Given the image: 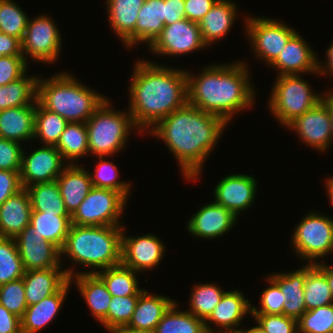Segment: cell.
Masks as SVG:
<instances>
[{
    "mask_svg": "<svg viewBox=\"0 0 333 333\" xmlns=\"http://www.w3.org/2000/svg\"><path fill=\"white\" fill-rule=\"evenodd\" d=\"M218 0H184L186 19L199 23Z\"/></svg>",
    "mask_w": 333,
    "mask_h": 333,
    "instance_id": "f5cc1de1",
    "label": "cell"
},
{
    "mask_svg": "<svg viewBox=\"0 0 333 333\" xmlns=\"http://www.w3.org/2000/svg\"><path fill=\"white\" fill-rule=\"evenodd\" d=\"M269 277L279 286L286 300L283 305V314L298 320L306 312L304 301L306 265L300 269L290 271V273H272Z\"/></svg>",
    "mask_w": 333,
    "mask_h": 333,
    "instance_id": "cb8c5ba5",
    "label": "cell"
},
{
    "mask_svg": "<svg viewBox=\"0 0 333 333\" xmlns=\"http://www.w3.org/2000/svg\"><path fill=\"white\" fill-rule=\"evenodd\" d=\"M0 56H23L21 40L0 32Z\"/></svg>",
    "mask_w": 333,
    "mask_h": 333,
    "instance_id": "11a10c76",
    "label": "cell"
},
{
    "mask_svg": "<svg viewBox=\"0 0 333 333\" xmlns=\"http://www.w3.org/2000/svg\"><path fill=\"white\" fill-rule=\"evenodd\" d=\"M185 17L184 0H165L164 25L172 24Z\"/></svg>",
    "mask_w": 333,
    "mask_h": 333,
    "instance_id": "9f6ffc18",
    "label": "cell"
},
{
    "mask_svg": "<svg viewBox=\"0 0 333 333\" xmlns=\"http://www.w3.org/2000/svg\"><path fill=\"white\" fill-rule=\"evenodd\" d=\"M14 239L25 271L51 269L62 263L60 250L35 233L30 224Z\"/></svg>",
    "mask_w": 333,
    "mask_h": 333,
    "instance_id": "2e32d148",
    "label": "cell"
},
{
    "mask_svg": "<svg viewBox=\"0 0 333 333\" xmlns=\"http://www.w3.org/2000/svg\"><path fill=\"white\" fill-rule=\"evenodd\" d=\"M245 30L251 50L269 66L277 59L287 42L297 33L290 26L267 17H248Z\"/></svg>",
    "mask_w": 333,
    "mask_h": 333,
    "instance_id": "30bf717a",
    "label": "cell"
},
{
    "mask_svg": "<svg viewBox=\"0 0 333 333\" xmlns=\"http://www.w3.org/2000/svg\"><path fill=\"white\" fill-rule=\"evenodd\" d=\"M127 199L118 191L92 187L71 216V224L79 226H122L120 219Z\"/></svg>",
    "mask_w": 333,
    "mask_h": 333,
    "instance_id": "9c48e42d",
    "label": "cell"
},
{
    "mask_svg": "<svg viewBox=\"0 0 333 333\" xmlns=\"http://www.w3.org/2000/svg\"><path fill=\"white\" fill-rule=\"evenodd\" d=\"M198 23L186 18L165 25L162 33L148 47L151 53L167 56H181L190 52L205 49Z\"/></svg>",
    "mask_w": 333,
    "mask_h": 333,
    "instance_id": "7c38bea8",
    "label": "cell"
},
{
    "mask_svg": "<svg viewBox=\"0 0 333 333\" xmlns=\"http://www.w3.org/2000/svg\"><path fill=\"white\" fill-rule=\"evenodd\" d=\"M111 333H155V331L147 329H137L131 326L124 325L115 328Z\"/></svg>",
    "mask_w": 333,
    "mask_h": 333,
    "instance_id": "94428289",
    "label": "cell"
},
{
    "mask_svg": "<svg viewBox=\"0 0 333 333\" xmlns=\"http://www.w3.org/2000/svg\"><path fill=\"white\" fill-rule=\"evenodd\" d=\"M292 235L291 245L296 256L307 260V264H317L327 253H333V218L327 215L309 212Z\"/></svg>",
    "mask_w": 333,
    "mask_h": 333,
    "instance_id": "ba28073f",
    "label": "cell"
},
{
    "mask_svg": "<svg viewBox=\"0 0 333 333\" xmlns=\"http://www.w3.org/2000/svg\"><path fill=\"white\" fill-rule=\"evenodd\" d=\"M55 147L61 153L63 160H68V164H74L79 158L88 155L89 146L86 123H68Z\"/></svg>",
    "mask_w": 333,
    "mask_h": 333,
    "instance_id": "e575fe53",
    "label": "cell"
},
{
    "mask_svg": "<svg viewBox=\"0 0 333 333\" xmlns=\"http://www.w3.org/2000/svg\"><path fill=\"white\" fill-rule=\"evenodd\" d=\"M164 20L165 0H145L135 25L134 46L145 43L149 47L162 33Z\"/></svg>",
    "mask_w": 333,
    "mask_h": 333,
    "instance_id": "4dcf8cb0",
    "label": "cell"
},
{
    "mask_svg": "<svg viewBox=\"0 0 333 333\" xmlns=\"http://www.w3.org/2000/svg\"><path fill=\"white\" fill-rule=\"evenodd\" d=\"M268 99L269 111L283 126L313 108L322 94H315L300 74L276 76Z\"/></svg>",
    "mask_w": 333,
    "mask_h": 333,
    "instance_id": "52a82bcc",
    "label": "cell"
},
{
    "mask_svg": "<svg viewBox=\"0 0 333 333\" xmlns=\"http://www.w3.org/2000/svg\"><path fill=\"white\" fill-rule=\"evenodd\" d=\"M174 302L175 299L173 301L164 295L149 294L147 290L143 289L127 326L155 331L164 313Z\"/></svg>",
    "mask_w": 333,
    "mask_h": 333,
    "instance_id": "f546056e",
    "label": "cell"
},
{
    "mask_svg": "<svg viewBox=\"0 0 333 333\" xmlns=\"http://www.w3.org/2000/svg\"><path fill=\"white\" fill-rule=\"evenodd\" d=\"M236 333H267V332L257 323L256 326L249 328L247 330L240 328Z\"/></svg>",
    "mask_w": 333,
    "mask_h": 333,
    "instance_id": "be15d7a7",
    "label": "cell"
},
{
    "mask_svg": "<svg viewBox=\"0 0 333 333\" xmlns=\"http://www.w3.org/2000/svg\"><path fill=\"white\" fill-rule=\"evenodd\" d=\"M297 327L298 333H333V303L306 311Z\"/></svg>",
    "mask_w": 333,
    "mask_h": 333,
    "instance_id": "ee69618b",
    "label": "cell"
},
{
    "mask_svg": "<svg viewBox=\"0 0 333 333\" xmlns=\"http://www.w3.org/2000/svg\"><path fill=\"white\" fill-rule=\"evenodd\" d=\"M36 102L0 111V137L19 143L34 139Z\"/></svg>",
    "mask_w": 333,
    "mask_h": 333,
    "instance_id": "4316f807",
    "label": "cell"
},
{
    "mask_svg": "<svg viewBox=\"0 0 333 333\" xmlns=\"http://www.w3.org/2000/svg\"><path fill=\"white\" fill-rule=\"evenodd\" d=\"M247 66L237 60L205 66L196 76L187 70L188 103L221 117L228 124L237 111L250 109L255 102Z\"/></svg>",
    "mask_w": 333,
    "mask_h": 333,
    "instance_id": "3957f363",
    "label": "cell"
},
{
    "mask_svg": "<svg viewBox=\"0 0 333 333\" xmlns=\"http://www.w3.org/2000/svg\"><path fill=\"white\" fill-rule=\"evenodd\" d=\"M321 101L326 105L330 118H331V127H332V143H333V89L330 91L324 92L321 96Z\"/></svg>",
    "mask_w": 333,
    "mask_h": 333,
    "instance_id": "680465c9",
    "label": "cell"
},
{
    "mask_svg": "<svg viewBox=\"0 0 333 333\" xmlns=\"http://www.w3.org/2000/svg\"><path fill=\"white\" fill-rule=\"evenodd\" d=\"M53 19L48 15H39L28 19L22 43V54L25 61L28 58L36 62H57L62 44L61 35Z\"/></svg>",
    "mask_w": 333,
    "mask_h": 333,
    "instance_id": "8fae6325",
    "label": "cell"
},
{
    "mask_svg": "<svg viewBox=\"0 0 333 333\" xmlns=\"http://www.w3.org/2000/svg\"><path fill=\"white\" fill-rule=\"evenodd\" d=\"M97 157L99 162L95 167V173L93 174L89 172L92 186L96 188L118 191L128 200V196L130 195L129 192H131L130 185L132 184L123 180H118V168L113 162L108 160L106 161V156Z\"/></svg>",
    "mask_w": 333,
    "mask_h": 333,
    "instance_id": "b9f144b4",
    "label": "cell"
},
{
    "mask_svg": "<svg viewBox=\"0 0 333 333\" xmlns=\"http://www.w3.org/2000/svg\"><path fill=\"white\" fill-rule=\"evenodd\" d=\"M193 287L189 299L190 309L187 311L205 321L219 304L225 291L213 283H200Z\"/></svg>",
    "mask_w": 333,
    "mask_h": 333,
    "instance_id": "ab89813d",
    "label": "cell"
},
{
    "mask_svg": "<svg viewBox=\"0 0 333 333\" xmlns=\"http://www.w3.org/2000/svg\"><path fill=\"white\" fill-rule=\"evenodd\" d=\"M133 69L128 111L138 131L145 133L188 103L187 75L149 60H138Z\"/></svg>",
    "mask_w": 333,
    "mask_h": 333,
    "instance_id": "7a4b0ae2",
    "label": "cell"
},
{
    "mask_svg": "<svg viewBox=\"0 0 333 333\" xmlns=\"http://www.w3.org/2000/svg\"><path fill=\"white\" fill-rule=\"evenodd\" d=\"M270 284L260 297V309L251 305V314H283V305L286 300L279 286L270 278L266 277Z\"/></svg>",
    "mask_w": 333,
    "mask_h": 333,
    "instance_id": "7dc6e473",
    "label": "cell"
},
{
    "mask_svg": "<svg viewBox=\"0 0 333 333\" xmlns=\"http://www.w3.org/2000/svg\"><path fill=\"white\" fill-rule=\"evenodd\" d=\"M138 274V272L124 266L122 263L96 273L104 282L109 293L118 297L140 295L143 290L138 285Z\"/></svg>",
    "mask_w": 333,
    "mask_h": 333,
    "instance_id": "836d02e7",
    "label": "cell"
},
{
    "mask_svg": "<svg viewBox=\"0 0 333 333\" xmlns=\"http://www.w3.org/2000/svg\"><path fill=\"white\" fill-rule=\"evenodd\" d=\"M242 293L240 290L224 293L219 304L204 321L207 333L217 332L209 325L211 322L221 328L219 333H236L238 331L236 327L240 326L244 316L251 315V303Z\"/></svg>",
    "mask_w": 333,
    "mask_h": 333,
    "instance_id": "ac0fdd59",
    "label": "cell"
},
{
    "mask_svg": "<svg viewBox=\"0 0 333 333\" xmlns=\"http://www.w3.org/2000/svg\"><path fill=\"white\" fill-rule=\"evenodd\" d=\"M328 50H326V64L323 65L321 64L318 58V65H317V72L318 75L321 76L323 74H326L327 72L329 73L330 76L333 75V41L330 44V46L327 48Z\"/></svg>",
    "mask_w": 333,
    "mask_h": 333,
    "instance_id": "6f0895ef",
    "label": "cell"
},
{
    "mask_svg": "<svg viewBox=\"0 0 333 333\" xmlns=\"http://www.w3.org/2000/svg\"><path fill=\"white\" fill-rule=\"evenodd\" d=\"M106 99L86 122L89 155L112 156L125 147L130 130L137 129L129 113L117 111Z\"/></svg>",
    "mask_w": 333,
    "mask_h": 333,
    "instance_id": "8992f818",
    "label": "cell"
},
{
    "mask_svg": "<svg viewBox=\"0 0 333 333\" xmlns=\"http://www.w3.org/2000/svg\"><path fill=\"white\" fill-rule=\"evenodd\" d=\"M267 333H298L297 320L284 314H251Z\"/></svg>",
    "mask_w": 333,
    "mask_h": 333,
    "instance_id": "c3c4849f",
    "label": "cell"
},
{
    "mask_svg": "<svg viewBox=\"0 0 333 333\" xmlns=\"http://www.w3.org/2000/svg\"><path fill=\"white\" fill-rule=\"evenodd\" d=\"M0 333H22L21 321L18 316L11 313L0 304Z\"/></svg>",
    "mask_w": 333,
    "mask_h": 333,
    "instance_id": "db71d44e",
    "label": "cell"
},
{
    "mask_svg": "<svg viewBox=\"0 0 333 333\" xmlns=\"http://www.w3.org/2000/svg\"><path fill=\"white\" fill-rule=\"evenodd\" d=\"M106 99L67 72L38 78L37 101L69 123H86Z\"/></svg>",
    "mask_w": 333,
    "mask_h": 333,
    "instance_id": "5b68a950",
    "label": "cell"
},
{
    "mask_svg": "<svg viewBox=\"0 0 333 333\" xmlns=\"http://www.w3.org/2000/svg\"><path fill=\"white\" fill-rule=\"evenodd\" d=\"M58 267L51 269L28 270L22 277L27 306L36 304L58 292L68 281L66 271Z\"/></svg>",
    "mask_w": 333,
    "mask_h": 333,
    "instance_id": "44dd1931",
    "label": "cell"
},
{
    "mask_svg": "<svg viewBox=\"0 0 333 333\" xmlns=\"http://www.w3.org/2000/svg\"><path fill=\"white\" fill-rule=\"evenodd\" d=\"M145 0H107L106 7L111 29L125 47L134 46V30L139 10Z\"/></svg>",
    "mask_w": 333,
    "mask_h": 333,
    "instance_id": "484cf974",
    "label": "cell"
},
{
    "mask_svg": "<svg viewBox=\"0 0 333 333\" xmlns=\"http://www.w3.org/2000/svg\"><path fill=\"white\" fill-rule=\"evenodd\" d=\"M140 295L112 296L106 315V329L111 333L115 328L127 325L133 315Z\"/></svg>",
    "mask_w": 333,
    "mask_h": 333,
    "instance_id": "f6af8a7d",
    "label": "cell"
},
{
    "mask_svg": "<svg viewBox=\"0 0 333 333\" xmlns=\"http://www.w3.org/2000/svg\"><path fill=\"white\" fill-rule=\"evenodd\" d=\"M36 77L26 73L18 80L0 86V111L7 108L32 105L37 101Z\"/></svg>",
    "mask_w": 333,
    "mask_h": 333,
    "instance_id": "d6a6232c",
    "label": "cell"
},
{
    "mask_svg": "<svg viewBox=\"0 0 333 333\" xmlns=\"http://www.w3.org/2000/svg\"><path fill=\"white\" fill-rule=\"evenodd\" d=\"M237 217L227 208L211 202L201 207L187 223L188 232L205 239H214L228 233Z\"/></svg>",
    "mask_w": 333,
    "mask_h": 333,
    "instance_id": "d6986e66",
    "label": "cell"
},
{
    "mask_svg": "<svg viewBox=\"0 0 333 333\" xmlns=\"http://www.w3.org/2000/svg\"><path fill=\"white\" fill-rule=\"evenodd\" d=\"M296 33L284 46L277 59L270 65L278 76L292 74H318V58L314 50Z\"/></svg>",
    "mask_w": 333,
    "mask_h": 333,
    "instance_id": "ffe728a7",
    "label": "cell"
},
{
    "mask_svg": "<svg viewBox=\"0 0 333 333\" xmlns=\"http://www.w3.org/2000/svg\"><path fill=\"white\" fill-rule=\"evenodd\" d=\"M226 127L227 123L221 117L187 103L148 131L167 145L186 181H195L202 175V165Z\"/></svg>",
    "mask_w": 333,
    "mask_h": 333,
    "instance_id": "6da1fadb",
    "label": "cell"
},
{
    "mask_svg": "<svg viewBox=\"0 0 333 333\" xmlns=\"http://www.w3.org/2000/svg\"><path fill=\"white\" fill-rule=\"evenodd\" d=\"M23 56H0V86L18 80L28 70Z\"/></svg>",
    "mask_w": 333,
    "mask_h": 333,
    "instance_id": "f907efd6",
    "label": "cell"
},
{
    "mask_svg": "<svg viewBox=\"0 0 333 333\" xmlns=\"http://www.w3.org/2000/svg\"><path fill=\"white\" fill-rule=\"evenodd\" d=\"M76 284L81 296L85 299L92 316L106 328V315L112 295L104 282L96 274H79L69 279Z\"/></svg>",
    "mask_w": 333,
    "mask_h": 333,
    "instance_id": "f1b7e54d",
    "label": "cell"
},
{
    "mask_svg": "<svg viewBox=\"0 0 333 333\" xmlns=\"http://www.w3.org/2000/svg\"><path fill=\"white\" fill-rule=\"evenodd\" d=\"M71 283L68 281L58 292L26 308L21 321L22 333H38L57 316L64 304Z\"/></svg>",
    "mask_w": 333,
    "mask_h": 333,
    "instance_id": "d4e9b609",
    "label": "cell"
},
{
    "mask_svg": "<svg viewBox=\"0 0 333 333\" xmlns=\"http://www.w3.org/2000/svg\"><path fill=\"white\" fill-rule=\"evenodd\" d=\"M237 5L231 0H218L199 21L203 42L208 46L231 30L237 16Z\"/></svg>",
    "mask_w": 333,
    "mask_h": 333,
    "instance_id": "83f0119b",
    "label": "cell"
},
{
    "mask_svg": "<svg viewBox=\"0 0 333 333\" xmlns=\"http://www.w3.org/2000/svg\"><path fill=\"white\" fill-rule=\"evenodd\" d=\"M326 185L325 188L327 189L326 192L329 196L330 203L333 205V177L325 179Z\"/></svg>",
    "mask_w": 333,
    "mask_h": 333,
    "instance_id": "6125c7cd",
    "label": "cell"
},
{
    "mask_svg": "<svg viewBox=\"0 0 333 333\" xmlns=\"http://www.w3.org/2000/svg\"><path fill=\"white\" fill-rule=\"evenodd\" d=\"M69 122L57 113L45 109L36 101L34 139L43 145H56Z\"/></svg>",
    "mask_w": 333,
    "mask_h": 333,
    "instance_id": "f35d334b",
    "label": "cell"
},
{
    "mask_svg": "<svg viewBox=\"0 0 333 333\" xmlns=\"http://www.w3.org/2000/svg\"><path fill=\"white\" fill-rule=\"evenodd\" d=\"M22 151L20 178L23 188L55 181L68 165L55 145H44L26 155ZM66 164H65V163Z\"/></svg>",
    "mask_w": 333,
    "mask_h": 333,
    "instance_id": "4fadbf2b",
    "label": "cell"
},
{
    "mask_svg": "<svg viewBox=\"0 0 333 333\" xmlns=\"http://www.w3.org/2000/svg\"><path fill=\"white\" fill-rule=\"evenodd\" d=\"M22 189L20 172L0 170V205Z\"/></svg>",
    "mask_w": 333,
    "mask_h": 333,
    "instance_id": "816d5d0a",
    "label": "cell"
},
{
    "mask_svg": "<svg viewBox=\"0 0 333 333\" xmlns=\"http://www.w3.org/2000/svg\"><path fill=\"white\" fill-rule=\"evenodd\" d=\"M315 265L326 275L333 298V266L323 264V262H317Z\"/></svg>",
    "mask_w": 333,
    "mask_h": 333,
    "instance_id": "91938a15",
    "label": "cell"
},
{
    "mask_svg": "<svg viewBox=\"0 0 333 333\" xmlns=\"http://www.w3.org/2000/svg\"><path fill=\"white\" fill-rule=\"evenodd\" d=\"M30 225L34 227L35 233L61 250L71 225V216L32 212Z\"/></svg>",
    "mask_w": 333,
    "mask_h": 333,
    "instance_id": "d590c367",
    "label": "cell"
},
{
    "mask_svg": "<svg viewBox=\"0 0 333 333\" xmlns=\"http://www.w3.org/2000/svg\"><path fill=\"white\" fill-rule=\"evenodd\" d=\"M32 207L26 188L0 205V237L16 238L30 224Z\"/></svg>",
    "mask_w": 333,
    "mask_h": 333,
    "instance_id": "603a6c76",
    "label": "cell"
},
{
    "mask_svg": "<svg viewBox=\"0 0 333 333\" xmlns=\"http://www.w3.org/2000/svg\"><path fill=\"white\" fill-rule=\"evenodd\" d=\"M64 205L72 216L91 190L89 171L78 163L68 164L56 179Z\"/></svg>",
    "mask_w": 333,
    "mask_h": 333,
    "instance_id": "7402d4cb",
    "label": "cell"
},
{
    "mask_svg": "<svg viewBox=\"0 0 333 333\" xmlns=\"http://www.w3.org/2000/svg\"><path fill=\"white\" fill-rule=\"evenodd\" d=\"M29 194L32 212L56 213V216H70L59 186L55 181L36 183L26 187Z\"/></svg>",
    "mask_w": 333,
    "mask_h": 333,
    "instance_id": "1f68e13d",
    "label": "cell"
},
{
    "mask_svg": "<svg viewBox=\"0 0 333 333\" xmlns=\"http://www.w3.org/2000/svg\"><path fill=\"white\" fill-rule=\"evenodd\" d=\"M174 302L164 313L155 333H207L204 320L189 311L177 310Z\"/></svg>",
    "mask_w": 333,
    "mask_h": 333,
    "instance_id": "74e56055",
    "label": "cell"
},
{
    "mask_svg": "<svg viewBox=\"0 0 333 333\" xmlns=\"http://www.w3.org/2000/svg\"><path fill=\"white\" fill-rule=\"evenodd\" d=\"M24 272L15 239L0 237V286L22 278Z\"/></svg>",
    "mask_w": 333,
    "mask_h": 333,
    "instance_id": "60d3db41",
    "label": "cell"
},
{
    "mask_svg": "<svg viewBox=\"0 0 333 333\" xmlns=\"http://www.w3.org/2000/svg\"><path fill=\"white\" fill-rule=\"evenodd\" d=\"M256 185V178L252 175H228L219 180L215 186L214 202L230 210L239 219L240 212L253 205L257 191Z\"/></svg>",
    "mask_w": 333,
    "mask_h": 333,
    "instance_id": "e0dca14e",
    "label": "cell"
},
{
    "mask_svg": "<svg viewBox=\"0 0 333 333\" xmlns=\"http://www.w3.org/2000/svg\"><path fill=\"white\" fill-rule=\"evenodd\" d=\"M28 16L12 0H0V32L22 41L27 27Z\"/></svg>",
    "mask_w": 333,
    "mask_h": 333,
    "instance_id": "7bdbcfd3",
    "label": "cell"
},
{
    "mask_svg": "<svg viewBox=\"0 0 333 333\" xmlns=\"http://www.w3.org/2000/svg\"><path fill=\"white\" fill-rule=\"evenodd\" d=\"M123 226H79L71 224L60 250V257L67 256L73 263L93 268L76 272L64 269L69 278L79 274H96L121 263ZM98 269V270H96ZM74 272V273H73ZM76 273V274H75Z\"/></svg>",
    "mask_w": 333,
    "mask_h": 333,
    "instance_id": "277c9868",
    "label": "cell"
},
{
    "mask_svg": "<svg viewBox=\"0 0 333 333\" xmlns=\"http://www.w3.org/2000/svg\"><path fill=\"white\" fill-rule=\"evenodd\" d=\"M293 129L306 145L319 152L329 149L332 143L331 118L326 105L320 101L309 111L295 118L287 126Z\"/></svg>",
    "mask_w": 333,
    "mask_h": 333,
    "instance_id": "5bb4252c",
    "label": "cell"
},
{
    "mask_svg": "<svg viewBox=\"0 0 333 333\" xmlns=\"http://www.w3.org/2000/svg\"><path fill=\"white\" fill-rule=\"evenodd\" d=\"M123 227L121 263L136 272H145L158 266L164 257L165 246L158 236H126ZM145 270V271H144Z\"/></svg>",
    "mask_w": 333,
    "mask_h": 333,
    "instance_id": "9a60e30c",
    "label": "cell"
},
{
    "mask_svg": "<svg viewBox=\"0 0 333 333\" xmlns=\"http://www.w3.org/2000/svg\"><path fill=\"white\" fill-rule=\"evenodd\" d=\"M0 304L19 318L23 316L28 306L22 278L0 286Z\"/></svg>",
    "mask_w": 333,
    "mask_h": 333,
    "instance_id": "bcb514c9",
    "label": "cell"
},
{
    "mask_svg": "<svg viewBox=\"0 0 333 333\" xmlns=\"http://www.w3.org/2000/svg\"><path fill=\"white\" fill-rule=\"evenodd\" d=\"M304 301L306 311L333 303L326 275L315 264H306Z\"/></svg>",
    "mask_w": 333,
    "mask_h": 333,
    "instance_id": "8d00e7d4",
    "label": "cell"
},
{
    "mask_svg": "<svg viewBox=\"0 0 333 333\" xmlns=\"http://www.w3.org/2000/svg\"><path fill=\"white\" fill-rule=\"evenodd\" d=\"M22 143L0 137V170L20 172Z\"/></svg>",
    "mask_w": 333,
    "mask_h": 333,
    "instance_id": "681fc988",
    "label": "cell"
}]
</instances>
